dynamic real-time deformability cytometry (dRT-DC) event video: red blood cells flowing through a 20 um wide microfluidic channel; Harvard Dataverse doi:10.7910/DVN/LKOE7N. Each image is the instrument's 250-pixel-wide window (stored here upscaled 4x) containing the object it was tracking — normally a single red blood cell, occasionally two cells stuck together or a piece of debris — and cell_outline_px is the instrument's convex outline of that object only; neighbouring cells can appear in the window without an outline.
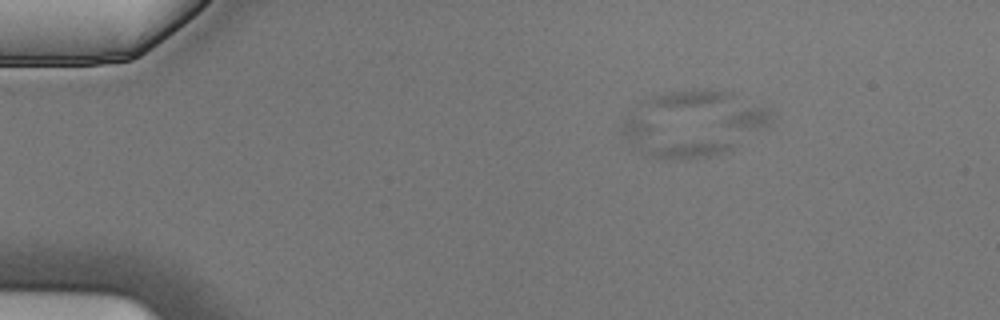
{"species": "Egyptian fruit bat (a non-hibernating species)", "species_latin": "Rousettus aegyptiacus", "temperature_condition": "cold", "stored_images_in_passage": 7, "camera_frame_rate_fps": 3000, "um_per_image_px": 0.085, "animal": {"sex": "male"}, "frame": {"image": 1, "passage_image": 4, "time_ms": 1.0, "image_size_px": [1000, 320], "cell_outline_px": [[736, 144], [728, 152], [708, 156], [664, 160], [640, 152], [620, 132], [620, 128], [624, 120], [632, 116], [636, 116], [728, 140]], "centroid_in_image_um": [57.04, 11.91], "position_along_channel_um": 28.0, "area_um2": 21.56}}